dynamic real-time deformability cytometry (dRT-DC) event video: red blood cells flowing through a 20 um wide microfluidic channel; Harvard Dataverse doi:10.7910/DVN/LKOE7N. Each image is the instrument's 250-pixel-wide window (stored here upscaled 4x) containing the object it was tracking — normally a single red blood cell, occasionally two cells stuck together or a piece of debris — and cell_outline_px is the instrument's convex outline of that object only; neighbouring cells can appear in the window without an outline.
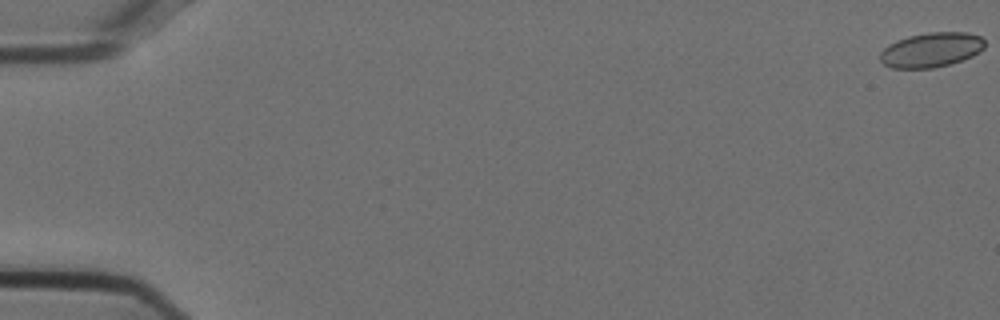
{"species": "Egyptian fruit bat (a non-hibernating species)", "species_latin": "Rousettus aegyptiacus", "temperature_condition": "cold", "stored_images_in_passage": 7, "camera_frame_rate_fps": 3000, "um_per_image_px": 0.085, "animal": {"sex": "female"}, "frame": {"image": 1, "passage_image": 1, "time_ms": 0.0, "image_size_px": [1000, 320], "cell_outline_px": [[984, 48], [980, 52], [972, 56], [948, 64], [932, 68], [892, 68], [884, 64], [880, 60], [880, 52], [888, 44], [896, 40], [908, 36], [928, 32], [968, 32], [980, 36], [984, 40]], "centroid_in_image_um": [79.14, 4.22], "position_along_channel_um": 5.9, "area_um2": 21.15}}